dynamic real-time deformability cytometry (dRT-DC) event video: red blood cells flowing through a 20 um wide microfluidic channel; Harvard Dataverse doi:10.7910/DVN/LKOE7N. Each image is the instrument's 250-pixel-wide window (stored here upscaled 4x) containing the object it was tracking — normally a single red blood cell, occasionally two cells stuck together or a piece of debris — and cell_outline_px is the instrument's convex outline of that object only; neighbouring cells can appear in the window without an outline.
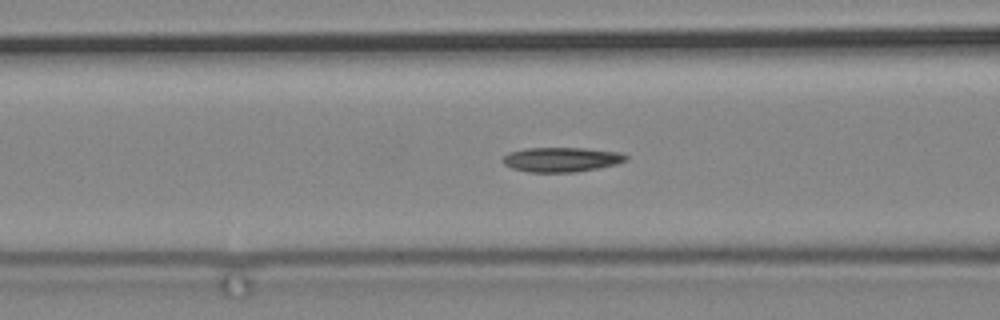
{"species": "common noctule bat (a hibernating species)", "species_latin": "Nyctalus noctula", "temperature_condition": "cold", "stored_images_in_passage": 66, "camera_frame_rate_fps": 3000, "um_per_image_px": 0.085, "animal": {"sex": "male", "body_mass_g": 19.2, "forearm_length_mm": 51.8}, "frame": {"image": 1, "passage_image": 27, "time_ms": 8.667, "image_size_px": [1000, 320], "cell_outline_px": [[628, 160], [616, 164], [576, 172], [528, 172], [512, 168], [504, 164], [504, 156], [508, 152], [524, 148], [584, 148], [620, 152], [628, 156]], "centroid_in_image_um": [47.73, 13.55], "position_along_channel_um": 118.9, "area_um2": 17.63}}
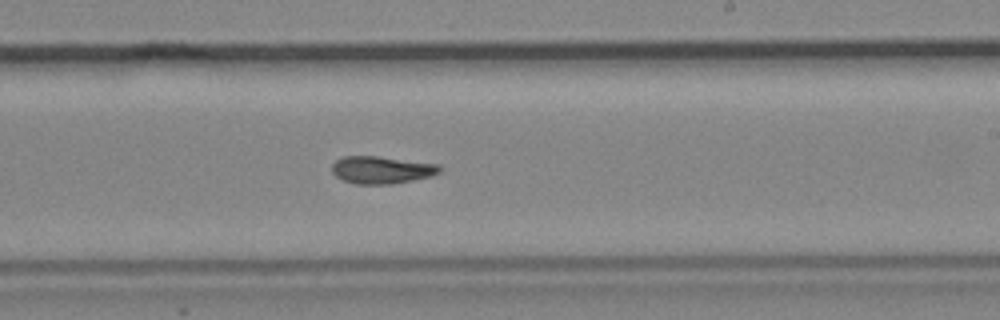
{"frame": {"image": 2, "passage_image": 40, "time_ms": 13.0, "image_size_px": [1000, 320], "cell_outline_px": [[440, 172], [432, 176], [392, 184], [356, 184], [344, 180], [336, 176], [332, 172], [332, 164], [336, 160], [344, 156], [376, 156], [440, 164]], "centroid_in_image_um": [32.44, 14.44], "position_along_channel_um": 256.6, "area_um2": 17.17}}
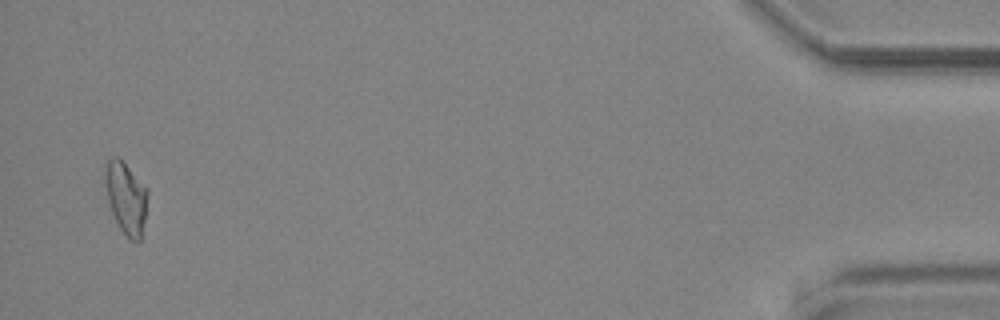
{"frame": {"image": 3, "passage_image": 64, "time_ms": 21.0, "image_size_px": [1000, 320], "cell_outline_px": [[148, 192], [144, 220], [140, 240], [128, 240], [120, 228], [112, 212], [108, 200], [104, 180], [104, 172], [108, 160], [112, 156], [116, 156], [148, 188]], "centroid_in_image_um": [10.7, 16.81], "position_along_channel_um": 424.5, "area_um2": 17.46}}